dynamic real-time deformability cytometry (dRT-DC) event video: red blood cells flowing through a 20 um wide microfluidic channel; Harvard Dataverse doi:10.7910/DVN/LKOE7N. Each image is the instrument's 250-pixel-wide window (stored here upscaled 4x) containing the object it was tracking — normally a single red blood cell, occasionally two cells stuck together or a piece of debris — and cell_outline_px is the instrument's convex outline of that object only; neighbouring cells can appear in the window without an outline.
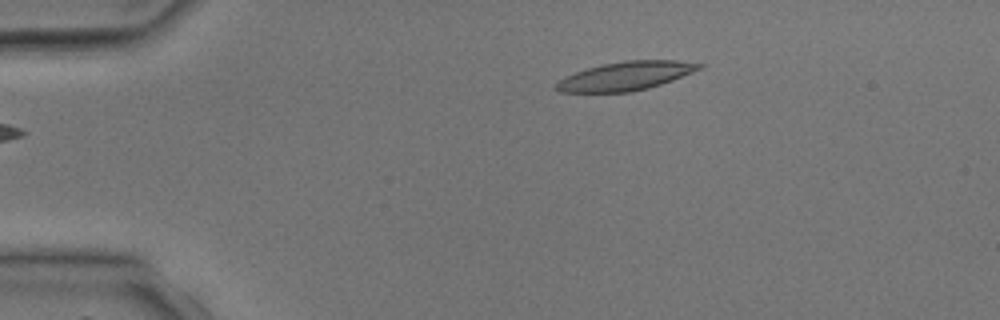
{"species": "common noctule bat (a hibernating species)", "species_latin": "Nyctalus noctula", "temperature_condition": "room temperature", "stored_images_in_passage": 2, "camera_frame_rate_fps": 3000, "um_per_image_px": 0.085, "animal": {"sex": "male", "body_mass_g": 17.9, "forearm_length_mm": 54.2}, "frame": {"image": 1, "passage_image": 2, "time_ms": 1.333, "image_size_px": [1000, 320], "cell_outline_px": [[704, 64], [700, 68], [692, 72], [672, 80], [648, 88], [632, 92], [560, 92], [552, 88], [560, 80], [576, 72], [600, 64], [624, 60], [676, 60]], "centroid_in_image_um": [53.16, 6.46], "position_along_channel_um": 31.8, "area_um2": 23.7}}